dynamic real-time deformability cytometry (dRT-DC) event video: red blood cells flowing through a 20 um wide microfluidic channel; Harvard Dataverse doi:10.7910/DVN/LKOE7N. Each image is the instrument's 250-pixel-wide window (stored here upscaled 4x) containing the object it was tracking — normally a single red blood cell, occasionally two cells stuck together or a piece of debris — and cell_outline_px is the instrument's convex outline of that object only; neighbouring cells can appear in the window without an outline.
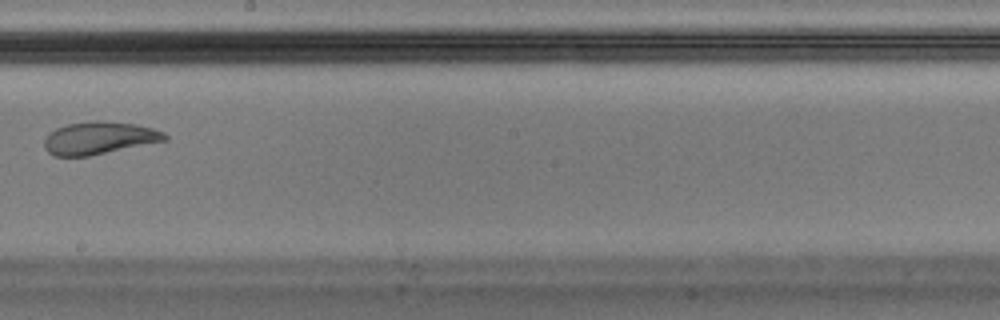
{"species": "Egyptian fruit bat (a non-hibernating species)", "species_latin": "Rousettus aegyptiacus", "temperature_condition": "warm", "stored_images_in_passage": 9, "camera_frame_rate_fps": 3000, "um_per_image_px": 0.085, "animal": {"sex": "male"}, "frame": {"image": 1, "passage_image": 7, "time_ms": 2.0, "image_size_px": [1000, 320], "cell_outline_px": [[168, 140], [88, 156], [52, 156], [44, 148], [44, 140], [48, 132], [64, 124], [92, 120], [104, 120], [136, 124], [152, 128], [164, 132], [168, 136]], "centroid_in_image_um": [8.4, 11.71], "position_along_channel_um": 239.8, "area_um2": 23.18}}